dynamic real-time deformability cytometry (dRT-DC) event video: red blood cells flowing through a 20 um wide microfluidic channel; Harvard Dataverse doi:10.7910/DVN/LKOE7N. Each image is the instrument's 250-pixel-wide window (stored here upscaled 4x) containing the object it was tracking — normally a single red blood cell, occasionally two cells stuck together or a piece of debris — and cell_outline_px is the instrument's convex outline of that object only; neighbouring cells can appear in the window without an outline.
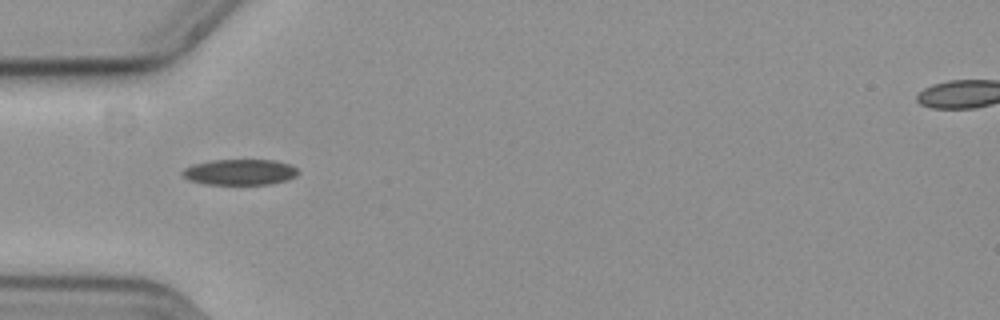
{"species": "common noctule bat (a hibernating species)", "species_latin": "Nyctalus noctula", "temperature_condition": "cold", "stored_images_in_passage": 43, "camera_frame_rate_fps": 3000, "um_per_image_px": 0.085, "animal": {"sex": "female", "body_mass_g": 19.3, "forearm_length_mm": 54.1}, "frame": {"image": 1, "passage_image": 4, "time_ms": 1.0, "image_size_px": [1000, 320], "cell_outline_px": [[300, 172], [296, 176], [288, 180], [268, 184], [204, 184], [188, 180], [180, 172], [184, 168], [192, 164], [212, 160], [276, 160], [288, 164], [296, 168]], "centroid_in_image_um": [20.37, 14.62], "position_along_channel_um": 64.6, "area_um2": 17.46}}
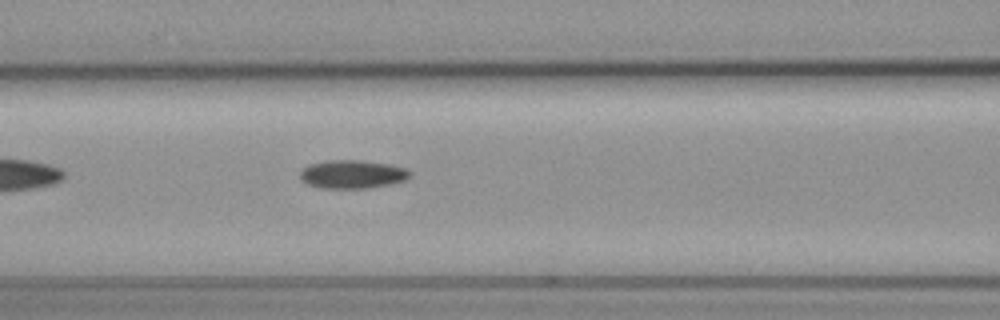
{"frame": {"image": 2, "passage_image": 10, "time_ms": 3.0, "image_size_px": [1000, 320], "cell_outline_px": [[412, 172], [404, 180], [388, 184], [368, 188], [320, 188], [308, 184], [300, 180], [300, 172], [308, 164], [332, 160], [360, 160], [392, 164], [404, 168]], "centroid_in_image_um": [29.92, 14.8], "position_along_channel_um": 136.7, "area_um2": 18.09}}
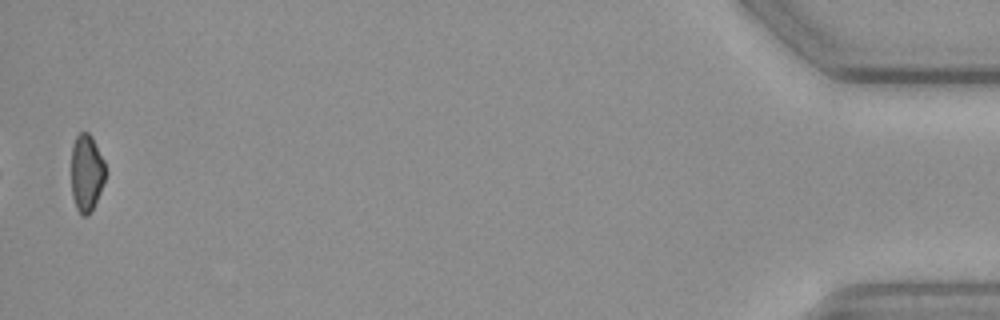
{"frame": {"image": 3, "passage_image": 42, "time_ms": 13.667, "image_size_px": [1000, 320], "cell_outline_px": [[104, 180], [100, 192], [88, 216], [80, 216], [76, 208], [72, 196], [72, 144], [76, 136], [80, 132], [88, 132], [92, 136], [104, 160]], "centroid_in_image_um": [7.34, 14.69], "position_along_channel_um": 427.9, "area_um2": 15.26}}